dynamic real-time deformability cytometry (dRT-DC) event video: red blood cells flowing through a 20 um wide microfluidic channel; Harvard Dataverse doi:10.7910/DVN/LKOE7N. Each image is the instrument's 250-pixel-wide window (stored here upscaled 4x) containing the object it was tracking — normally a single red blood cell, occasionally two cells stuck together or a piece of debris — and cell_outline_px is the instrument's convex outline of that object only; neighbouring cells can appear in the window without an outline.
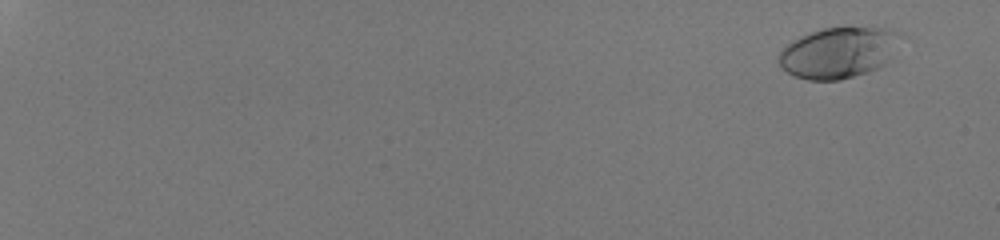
{"species": "human", "species_latin": "Homo sapiens", "temperature_condition": "room temperature", "stored_images_in_passage": 56, "camera_frame_rate_fps": 3000, "um_per_image_px": 0.085, "donor": {"sex": "male"}, "frame": {"image": 1, "passage_image": 5, "time_ms": 1.333, "image_size_px": [1000, 240], "cell_outline_px": [[900, 36], [884, 64], [868, 72], [840, 80], [808, 80], [796, 76], [788, 72], [776, 60], [780, 52], [792, 40], [800, 36], [824, 28], [888, 28], [896, 32]], "centroid_in_image_um": [71.2, 4.48], "position_along_channel_um": 13.8, "area_um2": 35.26}}
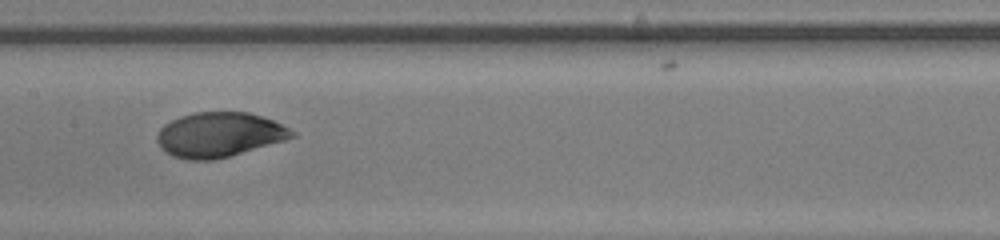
{"frame": {"image": 2, "passage_image": 35, "time_ms": 11.333, "image_size_px": [1000, 240], "cell_outline_px": [[296, 136], [284, 140], [228, 156], [212, 160], [188, 160], [172, 156], [164, 152], [160, 148], [156, 140], [156, 136], [160, 128], [164, 124], [180, 116], [196, 112], [248, 112], [272, 120], [296, 132]], "centroid_in_image_um": [18.57, 11.45], "position_along_channel_um": 188.8, "area_um2": 34.97}}
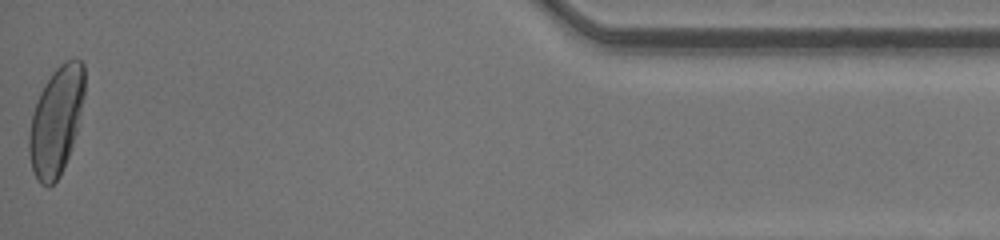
{"frame": {"image": 3, "passage_image": 56, "time_ms": 18.333, "image_size_px": [1000, 240], "cell_outline_px": [[84, 96], [76, 132], [68, 156], [60, 176], [48, 188], [40, 184], [32, 168], [28, 152], [28, 136], [32, 116], [40, 92], [44, 84], [52, 72], [64, 60], [76, 56], [84, 64]], "centroid_in_image_um": [4.77, 10.24], "position_along_channel_um": 430.4, "area_um2": 34.91}, "authors_computed_cell_mechanics": {"area_um2": 34.9979, "velocity_mm_per_s": 4.258, "shape_relaxation_time_tau1_ms": 4.8728, "shape_relaxation_time_tau2_ms": null, "deformation_change_tau1": 0.2032, "deformation_change_tau2": null}}